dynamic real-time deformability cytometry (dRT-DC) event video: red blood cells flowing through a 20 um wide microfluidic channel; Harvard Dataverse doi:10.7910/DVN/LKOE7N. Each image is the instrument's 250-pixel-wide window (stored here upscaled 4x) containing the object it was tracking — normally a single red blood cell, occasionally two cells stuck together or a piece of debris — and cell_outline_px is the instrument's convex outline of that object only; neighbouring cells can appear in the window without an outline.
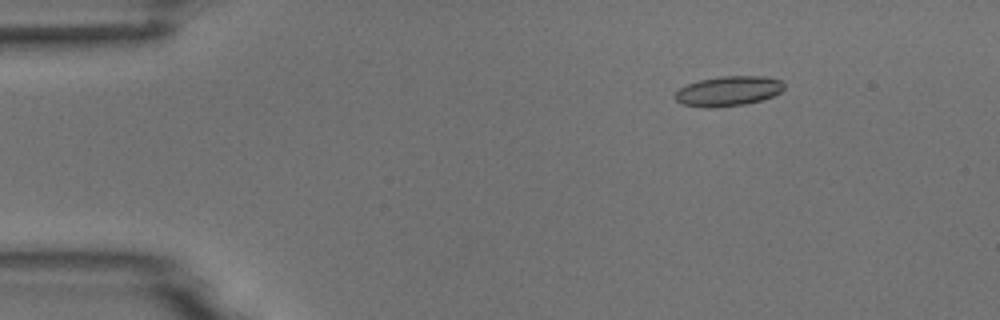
{"species": "common noctule bat (a hibernating species)", "species_latin": "Nyctalus noctula", "temperature_condition": "room temperature", "stored_images_in_passage": 4, "camera_frame_rate_fps": 3000, "um_per_image_px": 0.085, "animal": {"sex": "male", "body_mass_g": 18.8}, "frame": {"image": 1, "passage_image": 1, "time_ms": 0.0, "image_size_px": [1000, 320], "cell_outline_px": [[784, 88], [780, 92], [772, 96], [760, 100], [744, 104], [708, 108], [704, 108], [680, 104], [672, 96], [680, 88], [688, 84], [700, 80], [720, 76], [764, 76], [780, 80], [784, 84]], "centroid_in_image_um": [61.86, 7.74], "position_along_channel_um": 23.1, "area_um2": 18.96}}
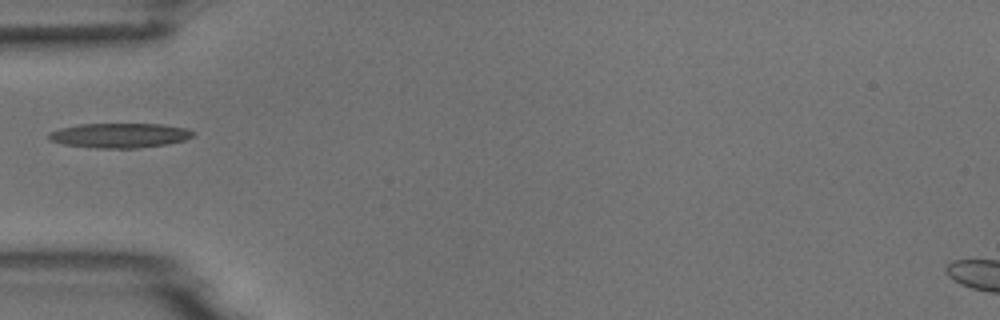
{"frame": {"image": 2, "passage_image": 3, "time_ms": 3.333, "image_size_px": [1000, 320], "cell_outline_px": [[196, 136], [184, 140], [168, 144], [136, 148], [96, 148], [64, 144], [48, 140], [48, 132], [60, 128], [80, 124], [160, 124], [188, 128], [196, 132]], "centroid_in_image_um": [10.2, 11.51], "position_along_channel_um": 74.8, "area_um2": 20.92}}